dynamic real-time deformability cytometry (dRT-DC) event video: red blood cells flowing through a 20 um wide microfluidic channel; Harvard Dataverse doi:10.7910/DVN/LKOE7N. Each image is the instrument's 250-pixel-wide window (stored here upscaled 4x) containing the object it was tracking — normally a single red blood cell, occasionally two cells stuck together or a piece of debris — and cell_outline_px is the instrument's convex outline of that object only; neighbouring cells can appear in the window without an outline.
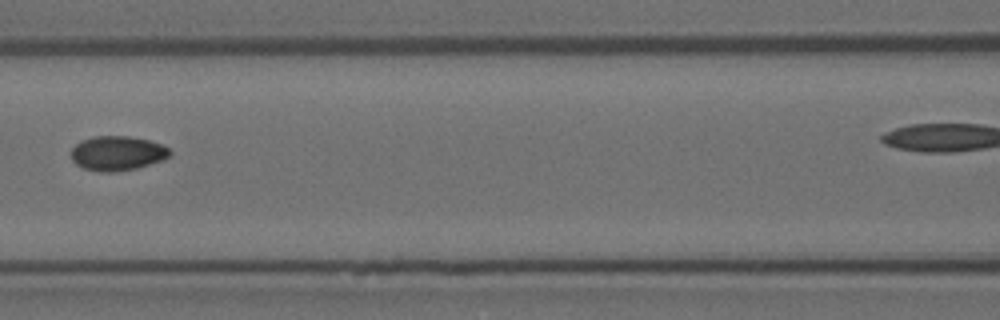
{"species": "Egyptian fruit bat (a non-hibernating species)", "species_latin": "Rousettus aegyptiacus", "temperature_condition": "room temperature", "stored_images_in_passage": 11, "segment_of_instrument_passage": [1, 2], "camera_frame_rate_fps": 3000, "um_per_image_px": 0.085, "animal": {"sex": "female"}, "frame": {"image": 1, "passage_image": 7, "time_ms": 2.0, "image_size_px": [1000, 320], "cell_outline_px": [[172, 152], [164, 160], [136, 168], [116, 172], [96, 172], [84, 168], [76, 164], [72, 160], [72, 148], [80, 140], [96, 136], [128, 136], [148, 140], [160, 144], [168, 148]], "centroid_in_image_um": [9.96, 13.03], "position_along_channel_um": 156.6, "area_um2": 19.88}}
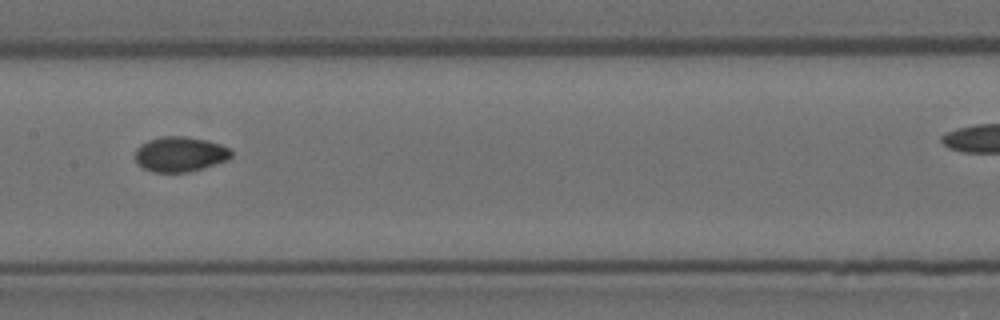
{"frame": {"image": 2, "passage_image": 8, "time_ms": 2.333, "image_size_px": [1000, 320], "cell_outline_px": [[232, 156], [228, 160], [204, 168], [188, 172], [152, 172], [144, 168], [136, 160], [136, 148], [140, 144], [148, 140], [160, 136], [188, 136], [208, 140], [232, 148]], "centroid_in_image_um": [15.34, 13.09], "position_along_channel_um": 192.1, "area_um2": 19.88}}
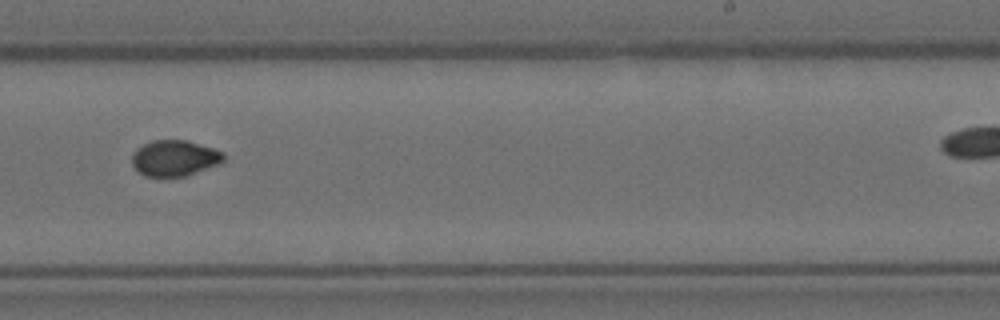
{"frame": {"image": 3, "passage_image": 10, "time_ms": 3.0, "image_size_px": [1000, 320], "cell_outline_px": [[224, 160], [220, 164], [184, 176], [144, 176], [132, 164], [132, 152], [136, 148], [152, 140], [188, 140], [224, 152]], "centroid_in_image_um": [14.84, 13.43], "position_along_channel_um": 274.2, "area_um2": 19.13}}